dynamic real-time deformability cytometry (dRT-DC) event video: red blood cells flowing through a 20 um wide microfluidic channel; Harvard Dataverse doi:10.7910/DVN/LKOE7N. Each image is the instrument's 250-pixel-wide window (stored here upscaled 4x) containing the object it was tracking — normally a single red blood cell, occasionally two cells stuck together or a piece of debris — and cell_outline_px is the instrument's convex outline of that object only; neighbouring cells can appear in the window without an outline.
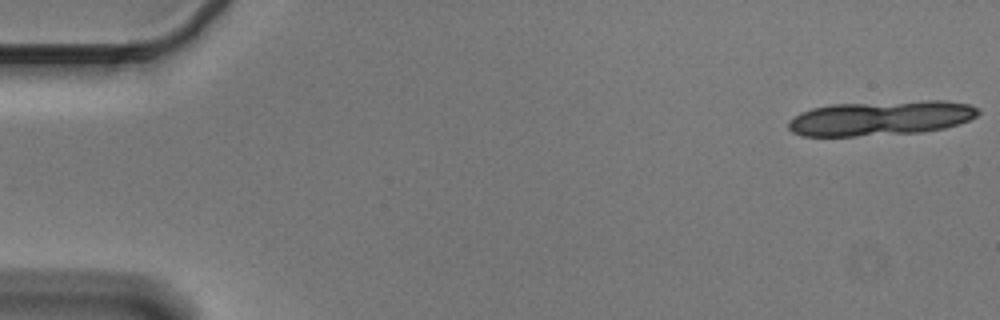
{"species": "Egyptian fruit bat (a non-hibernating species)", "species_latin": "Rousettus aegyptiacus", "temperature_condition": "cold", "stored_images_in_passage": 5, "camera_frame_rate_fps": 3000, "um_per_image_px": 0.085, "animal": {"sex": "male"}, "frame": {"image": 1, "passage_image": 1, "time_ms": 0.0, "image_size_px": [1000, 320], "cell_outline_px": [[980, 112], [976, 116], [968, 120], [944, 128], [924, 132], [856, 136], [800, 136], [792, 132], [788, 128], [788, 120], [800, 112], [812, 108], [832, 104], [928, 100], [940, 100], [968, 104], [980, 108]], "centroid_in_image_um": [74.83, 10.04], "position_along_channel_um": 10.2, "area_um2": 38.61}}